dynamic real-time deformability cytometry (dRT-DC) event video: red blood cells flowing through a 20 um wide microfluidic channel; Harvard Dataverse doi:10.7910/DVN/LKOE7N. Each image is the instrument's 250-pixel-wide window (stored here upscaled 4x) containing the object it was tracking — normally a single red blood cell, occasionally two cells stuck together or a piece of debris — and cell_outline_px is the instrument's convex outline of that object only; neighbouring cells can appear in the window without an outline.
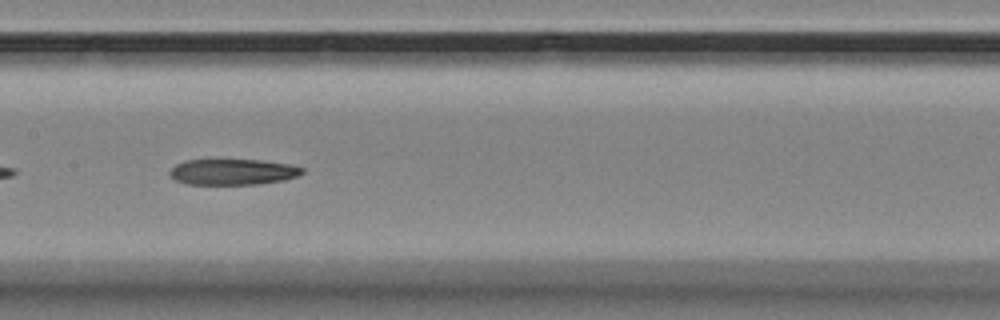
{"species": "Egyptian fruit bat (a non-hibernating species)", "species_latin": "Rousettus aegyptiacus", "temperature_condition": "room temperature", "stored_images_in_passage": 10, "camera_frame_rate_fps": 3000, "um_per_image_px": 0.085, "animal": {"sex": "female"}, "frame": {"image": 1, "passage_image": 9, "time_ms": 10.0, "image_size_px": [1000, 320], "cell_outline_px": [[304, 172], [296, 176], [284, 180], [256, 184], [184, 184], [168, 176], [168, 172], [176, 164], [184, 160], [264, 160], [288, 164], [304, 168]], "centroid_in_image_um": [19.75, 14.61], "position_along_channel_um": 187.7, "area_um2": 20.0}}
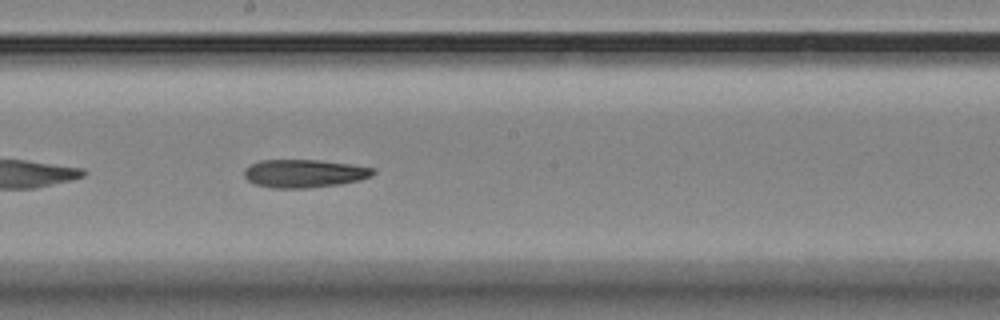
{"frame": {"image": 2, "passage_image": 10, "time_ms": 11.0, "image_size_px": [1000, 320], "cell_outline_px": [[376, 172], [372, 176], [360, 180], [340, 184], [312, 188], [272, 188], [256, 184], [248, 180], [244, 176], [244, 168], [248, 164], [260, 160], [320, 160], [352, 164], [376, 168]], "centroid_in_image_um": [25.88, 14.74], "position_along_channel_um": 222.3, "area_um2": 21.44}}